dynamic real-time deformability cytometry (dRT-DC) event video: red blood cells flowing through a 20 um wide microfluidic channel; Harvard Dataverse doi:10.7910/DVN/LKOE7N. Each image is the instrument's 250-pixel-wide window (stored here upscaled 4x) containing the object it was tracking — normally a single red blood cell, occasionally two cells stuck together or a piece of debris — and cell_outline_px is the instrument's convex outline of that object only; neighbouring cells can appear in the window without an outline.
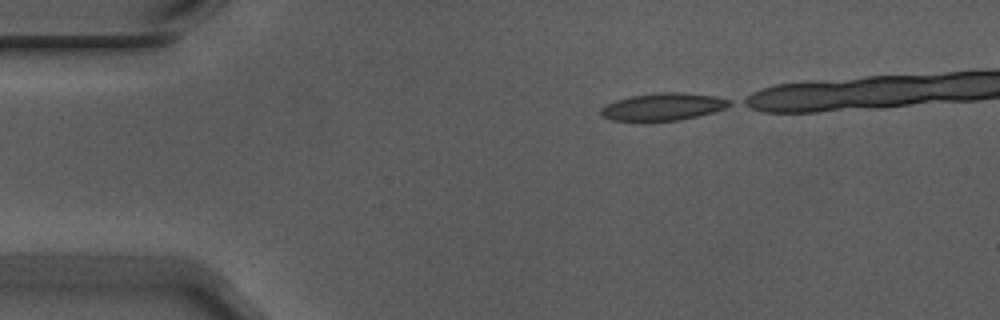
{"species": "Egyptian fruit bat (a non-hibernating species)", "species_latin": "Rousettus aegyptiacus", "temperature_condition": "warm", "stored_images_in_passage": 22, "camera_frame_rate_fps": 3000, "um_per_image_px": 0.085, "animal": {"sex": "male"}, "frame": {"image": 1, "passage_image": 1, "time_ms": 0.0, "image_size_px": [1000, 320], "cell_outline_px": [[732, 104], [724, 108], [712, 112], [680, 120], [644, 124], [612, 120], [600, 116], [600, 108], [616, 100], [628, 96], [656, 92], [680, 92], [716, 96], [732, 100]], "centroid_in_image_um": [56.28, 9.11], "position_along_channel_um": 28.7, "area_um2": 21.39}}
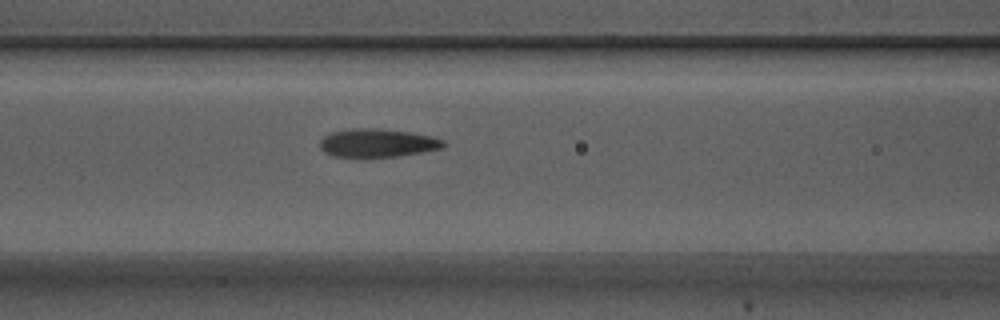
{"frame": {"image": 2, "passage_image": 14, "time_ms": 4.333, "image_size_px": [1000, 320], "cell_outline_px": [[448, 144], [440, 148], [420, 152], [396, 156], [332, 156], [324, 152], [320, 148], [320, 140], [324, 136], [332, 132], [352, 128], [376, 128], [408, 132], [432, 136], [444, 140]], "centroid_in_image_um": [32.07, 12.14], "position_along_channel_um": 134.5, "area_um2": 20.11}}
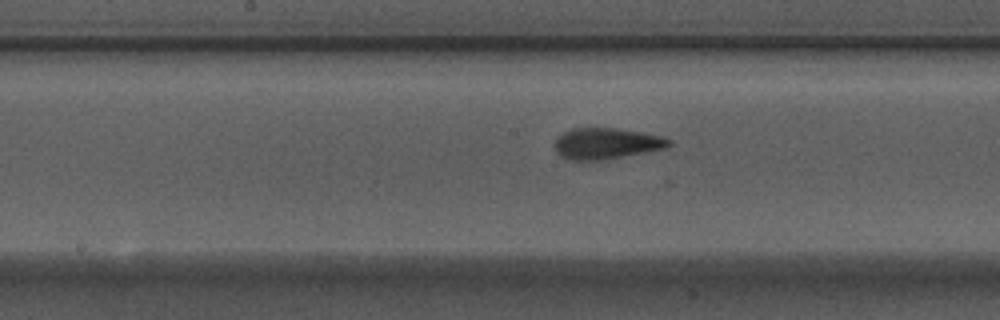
{"frame": {"image": 3, "passage_image": 19, "time_ms": 6.0, "image_size_px": [1000, 320], "cell_outline_px": [[672, 144], [668, 148], [604, 160], [568, 160], [556, 152], [556, 140], [564, 132], [572, 128], [616, 128], [644, 132], [664, 136], [672, 140]], "centroid_in_image_um": [51.62, 12.2], "position_along_channel_um": 196.6, "area_um2": 20.87}}